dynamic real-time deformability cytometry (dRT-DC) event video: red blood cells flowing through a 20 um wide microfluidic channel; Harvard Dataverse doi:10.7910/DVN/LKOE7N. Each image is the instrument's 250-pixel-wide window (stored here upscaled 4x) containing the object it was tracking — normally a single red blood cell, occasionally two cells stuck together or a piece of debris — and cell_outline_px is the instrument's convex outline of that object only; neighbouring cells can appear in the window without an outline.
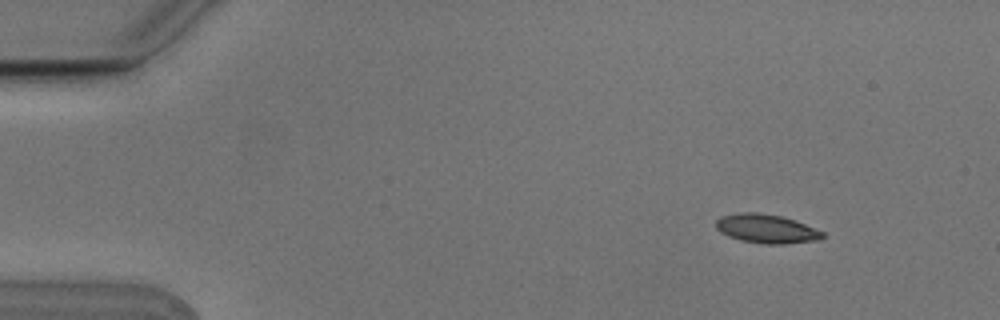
{"species": "Egyptian fruit bat (a non-hibernating species)", "species_latin": "Rousettus aegyptiacus", "temperature_condition": "cold", "stored_images_in_passage": 5, "camera_frame_rate_fps": 3000, "um_per_image_px": 0.085, "animal": {"sex": "male"}, "frame": {"image": 1, "passage_image": 2, "time_ms": 0.333, "image_size_px": [1000, 320], "cell_outline_px": [[824, 236], [820, 240], [784, 244], [764, 244], [740, 240], [728, 236], [720, 232], [716, 228], [716, 220], [720, 216], [740, 212], [756, 212], [780, 216], [804, 224], [824, 232]], "centroid_in_image_um": [65.12, 19.45], "position_along_channel_um": 19.9, "area_um2": 17.92}}